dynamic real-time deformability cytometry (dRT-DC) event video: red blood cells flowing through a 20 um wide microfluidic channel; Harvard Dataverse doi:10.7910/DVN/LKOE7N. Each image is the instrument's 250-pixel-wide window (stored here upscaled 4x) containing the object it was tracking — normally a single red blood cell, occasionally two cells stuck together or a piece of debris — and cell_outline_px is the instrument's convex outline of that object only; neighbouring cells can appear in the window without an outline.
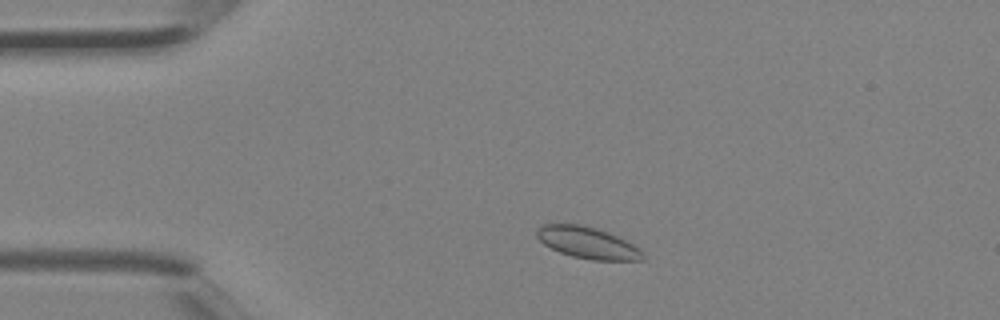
{"species": "Egyptian fruit bat (a non-hibernating species)", "species_latin": "Rousettus aegyptiacus", "temperature_condition": "room temperature", "stored_images_in_passage": 2, "camera_frame_rate_fps": 3000, "um_per_image_px": 0.085, "animal": {"sex": "female"}, "frame": {"image": 1, "passage_image": 2, "time_ms": 0.333, "image_size_px": [1000, 320], "cell_outline_px": [[644, 260], [592, 260], [572, 256], [560, 252], [544, 244], [536, 236], [536, 228], [544, 224], [580, 224], [596, 228], [608, 232], [640, 248], [644, 256]], "centroid_in_image_um": [49.93, 20.63], "position_along_channel_um": 35.1, "area_um2": 19.36}}